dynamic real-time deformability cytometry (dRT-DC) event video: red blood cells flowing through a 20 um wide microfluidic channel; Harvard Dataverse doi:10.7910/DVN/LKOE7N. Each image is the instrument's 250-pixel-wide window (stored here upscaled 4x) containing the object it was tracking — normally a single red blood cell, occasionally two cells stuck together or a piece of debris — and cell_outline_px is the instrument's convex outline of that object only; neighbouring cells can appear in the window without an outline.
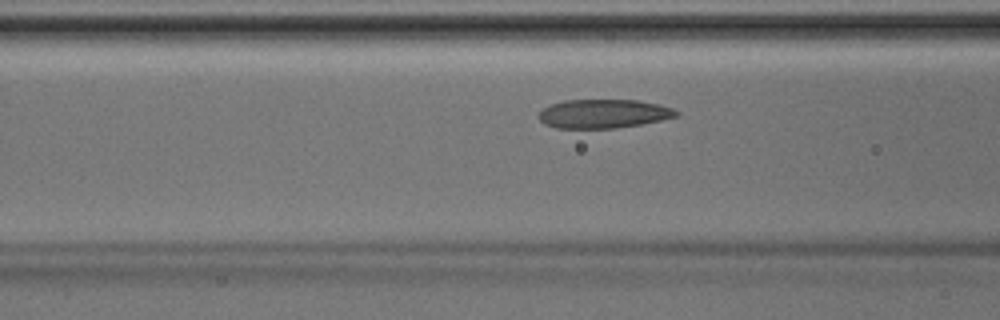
{"species": "Egyptian fruit bat (a non-hibernating species)", "species_latin": "Rousettus aegyptiacus", "temperature_condition": "room temperature", "stored_images_in_passage": 29, "camera_frame_rate_fps": 3000, "um_per_image_px": 0.085, "animal": {"sex": "male"}, "frame": {"image": 1, "passage_image": 11, "time_ms": 3.333, "image_size_px": [1000, 320], "cell_outline_px": [[680, 112], [676, 116], [660, 120], [640, 124], [616, 128], [556, 128], [544, 124], [536, 116], [548, 104], [564, 100], [636, 100], [660, 104], [672, 108]], "centroid_in_image_um": [51.25, 9.66], "position_along_channel_um": 115.3, "area_um2": 23.18}}
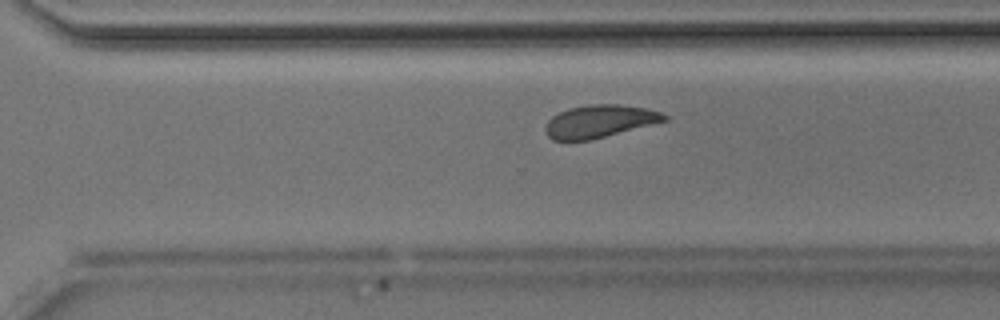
{"frame": {"image": 2, "passage_image": 25, "time_ms": 8.0, "image_size_px": [1000, 320], "cell_outline_px": [[668, 120], [592, 140], [552, 140], [548, 136], [544, 128], [548, 120], [552, 116], [568, 108], [588, 104], [620, 104], [648, 108], [660, 112], [668, 116]], "centroid_in_image_um": [50.96, 10.3], "position_along_channel_um": 319.6, "area_um2": 22.77}}
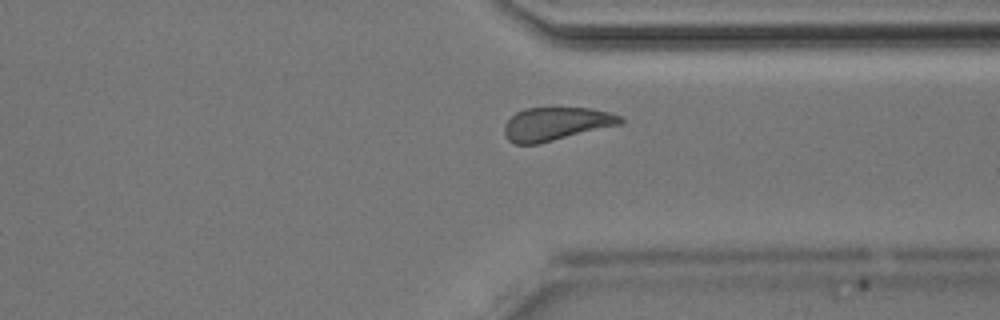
{"frame": {"image": 3, "passage_image": 28, "time_ms": 9.0, "image_size_px": [1000, 320], "cell_outline_px": [[624, 120], [620, 124], [540, 144], [512, 144], [508, 140], [504, 132], [504, 124], [516, 112], [524, 108], [592, 108], [612, 112], [620, 116]], "centroid_in_image_um": [47.25, 10.53], "position_along_channel_um": 364.2, "area_um2": 22.6}}